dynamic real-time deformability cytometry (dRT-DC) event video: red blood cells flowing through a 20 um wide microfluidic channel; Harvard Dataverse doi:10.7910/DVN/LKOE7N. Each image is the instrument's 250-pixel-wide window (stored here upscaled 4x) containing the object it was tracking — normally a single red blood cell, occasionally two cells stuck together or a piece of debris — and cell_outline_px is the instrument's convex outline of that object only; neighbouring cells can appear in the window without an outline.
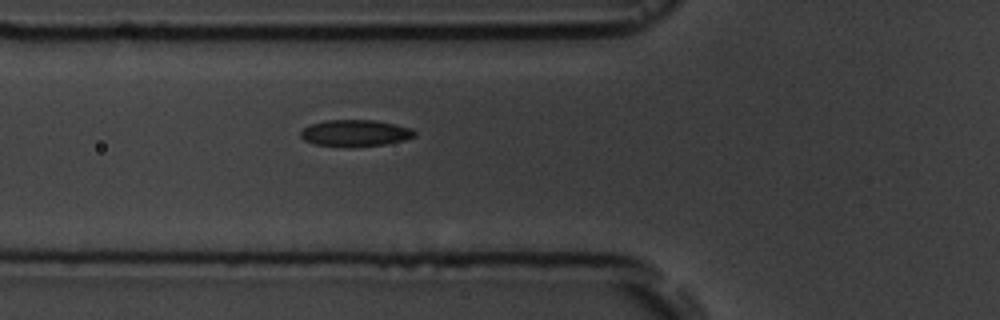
{"species": "common noctule bat (a hibernating species)", "species_latin": "Nyctalus noctula", "temperature_condition": "room temperature", "stored_images_in_passage": 2, "camera_frame_rate_fps": 3000, "um_per_image_px": 0.085, "animal": {"sex": "male", "body_mass_g": 19.5, "forearm_length_mm": 54.6}, "frame": {"image": 1, "passage_image": 2, "time_ms": 1.0, "image_size_px": [1000, 320], "cell_outline_px": [[416, 136], [404, 140], [384, 144], [316, 144], [304, 140], [300, 136], [300, 132], [304, 128], [312, 124], [324, 120], [376, 120], [396, 124], [412, 128], [416, 132]], "centroid_in_image_um": [30.24, 11.26], "position_along_channel_um": 95.6, "area_um2": 16.88}}